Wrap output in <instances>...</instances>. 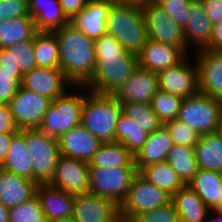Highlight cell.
I'll use <instances>...</instances> for the list:
<instances>
[{"mask_svg": "<svg viewBox=\"0 0 222 222\" xmlns=\"http://www.w3.org/2000/svg\"><path fill=\"white\" fill-rule=\"evenodd\" d=\"M138 173L149 183L167 192L170 196L185 186L167 161L148 165Z\"/></svg>", "mask_w": 222, "mask_h": 222, "instance_id": "obj_30", "label": "cell"}, {"mask_svg": "<svg viewBox=\"0 0 222 222\" xmlns=\"http://www.w3.org/2000/svg\"><path fill=\"white\" fill-rule=\"evenodd\" d=\"M90 0H59L63 13L70 20L86 7Z\"/></svg>", "mask_w": 222, "mask_h": 222, "instance_id": "obj_46", "label": "cell"}, {"mask_svg": "<svg viewBox=\"0 0 222 222\" xmlns=\"http://www.w3.org/2000/svg\"><path fill=\"white\" fill-rule=\"evenodd\" d=\"M137 173L134 159L127 166L89 168V193L109 198L120 206Z\"/></svg>", "mask_w": 222, "mask_h": 222, "instance_id": "obj_7", "label": "cell"}, {"mask_svg": "<svg viewBox=\"0 0 222 222\" xmlns=\"http://www.w3.org/2000/svg\"><path fill=\"white\" fill-rule=\"evenodd\" d=\"M4 170H5L4 166L0 165V179H1V176H2V174L4 172Z\"/></svg>", "mask_w": 222, "mask_h": 222, "instance_id": "obj_56", "label": "cell"}, {"mask_svg": "<svg viewBox=\"0 0 222 222\" xmlns=\"http://www.w3.org/2000/svg\"><path fill=\"white\" fill-rule=\"evenodd\" d=\"M121 114L122 105L113 95L89 91L84 85L80 124L102 143L115 142V128Z\"/></svg>", "mask_w": 222, "mask_h": 222, "instance_id": "obj_3", "label": "cell"}, {"mask_svg": "<svg viewBox=\"0 0 222 222\" xmlns=\"http://www.w3.org/2000/svg\"><path fill=\"white\" fill-rule=\"evenodd\" d=\"M8 104H0V134L18 132Z\"/></svg>", "mask_w": 222, "mask_h": 222, "instance_id": "obj_45", "label": "cell"}, {"mask_svg": "<svg viewBox=\"0 0 222 222\" xmlns=\"http://www.w3.org/2000/svg\"><path fill=\"white\" fill-rule=\"evenodd\" d=\"M8 52H12V60L19 67L22 74L31 71L37 67L34 56L33 38L22 41L15 45L5 48Z\"/></svg>", "mask_w": 222, "mask_h": 222, "instance_id": "obj_39", "label": "cell"}, {"mask_svg": "<svg viewBox=\"0 0 222 222\" xmlns=\"http://www.w3.org/2000/svg\"><path fill=\"white\" fill-rule=\"evenodd\" d=\"M149 133L134 120L122 113L115 128V142L122 143L134 156L145 144Z\"/></svg>", "mask_w": 222, "mask_h": 222, "instance_id": "obj_34", "label": "cell"}, {"mask_svg": "<svg viewBox=\"0 0 222 222\" xmlns=\"http://www.w3.org/2000/svg\"><path fill=\"white\" fill-rule=\"evenodd\" d=\"M36 196L40 200L47 222L73 215L75 195L68 194L50 184H38Z\"/></svg>", "mask_w": 222, "mask_h": 222, "instance_id": "obj_23", "label": "cell"}, {"mask_svg": "<svg viewBox=\"0 0 222 222\" xmlns=\"http://www.w3.org/2000/svg\"><path fill=\"white\" fill-rule=\"evenodd\" d=\"M194 152L198 169L222 173V137L219 132L200 136Z\"/></svg>", "mask_w": 222, "mask_h": 222, "instance_id": "obj_27", "label": "cell"}, {"mask_svg": "<svg viewBox=\"0 0 222 222\" xmlns=\"http://www.w3.org/2000/svg\"><path fill=\"white\" fill-rule=\"evenodd\" d=\"M37 183L4 170L0 179V203L8 210L36 195Z\"/></svg>", "mask_w": 222, "mask_h": 222, "instance_id": "obj_22", "label": "cell"}, {"mask_svg": "<svg viewBox=\"0 0 222 222\" xmlns=\"http://www.w3.org/2000/svg\"><path fill=\"white\" fill-rule=\"evenodd\" d=\"M203 2L205 13L214 24L222 20V0H201Z\"/></svg>", "mask_w": 222, "mask_h": 222, "instance_id": "obj_47", "label": "cell"}, {"mask_svg": "<svg viewBox=\"0 0 222 222\" xmlns=\"http://www.w3.org/2000/svg\"><path fill=\"white\" fill-rule=\"evenodd\" d=\"M172 137L173 144L195 147L200 135L178 119L164 124Z\"/></svg>", "mask_w": 222, "mask_h": 222, "instance_id": "obj_40", "label": "cell"}, {"mask_svg": "<svg viewBox=\"0 0 222 222\" xmlns=\"http://www.w3.org/2000/svg\"><path fill=\"white\" fill-rule=\"evenodd\" d=\"M187 54L179 47L148 39L137 55L138 66L158 73L180 63Z\"/></svg>", "mask_w": 222, "mask_h": 222, "instance_id": "obj_20", "label": "cell"}, {"mask_svg": "<svg viewBox=\"0 0 222 222\" xmlns=\"http://www.w3.org/2000/svg\"><path fill=\"white\" fill-rule=\"evenodd\" d=\"M3 166L5 170L33 181V163L27 150L25 129L13 136Z\"/></svg>", "mask_w": 222, "mask_h": 222, "instance_id": "obj_28", "label": "cell"}, {"mask_svg": "<svg viewBox=\"0 0 222 222\" xmlns=\"http://www.w3.org/2000/svg\"><path fill=\"white\" fill-rule=\"evenodd\" d=\"M173 145L172 137L164 125L149 134L143 147L134 155L137 172L148 165L166 161Z\"/></svg>", "mask_w": 222, "mask_h": 222, "instance_id": "obj_24", "label": "cell"}, {"mask_svg": "<svg viewBox=\"0 0 222 222\" xmlns=\"http://www.w3.org/2000/svg\"><path fill=\"white\" fill-rule=\"evenodd\" d=\"M20 86L53 101L63 95L73 84L59 68L36 67L23 74Z\"/></svg>", "mask_w": 222, "mask_h": 222, "instance_id": "obj_14", "label": "cell"}, {"mask_svg": "<svg viewBox=\"0 0 222 222\" xmlns=\"http://www.w3.org/2000/svg\"><path fill=\"white\" fill-rule=\"evenodd\" d=\"M83 102L84 85H73L52 101L38 129L58 139L73 127L80 125Z\"/></svg>", "mask_w": 222, "mask_h": 222, "instance_id": "obj_5", "label": "cell"}, {"mask_svg": "<svg viewBox=\"0 0 222 222\" xmlns=\"http://www.w3.org/2000/svg\"><path fill=\"white\" fill-rule=\"evenodd\" d=\"M0 222H9V210L0 203Z\"/></svg>", "mask_w": 222, "mask_h": 222, "instance_id": "obj_53", "label": "cell"}, {"mask_svg": "<svg viewBox=\"0 0 222 222\" xmlns=\"http://www.w3.org/2000/svg\"><path fill=\"white\" fill-rule=\"evenodd\" d=\"M28 16V0H0V22Z\"/></svg>", "mask_w": 222, "mask_h": 222, "instance_id": "obj_44", "label": "cell"}, {"mask_svg": "<svg viewBox=\"0 0 222 222\" xmlns=\"http://www.w3.org/2000/svg\"><path fill=\"white\" fill-rule=\"evenodd\" d=\"M212 25L205 13L203 2L192 0L183 34L187 47L193 53L209 45Z\"/></svg>", "mask_w": 222, "mask_h": 222, "instance_id": "obj_21", "label": "cell"}, {"mask_svg": "<svg viewBox=\"0 0 222 222\" xmlns=\"http://www.w3.org/2000/svg\"><path fill=\"white\" fill-rule=\"evenodd\" d=\"M188 186L198 194L209 209H214L222 196V173L197 169Z\"/></svg>", "mask_w": 222, "mask_h": 222, "instance_id": "obj_29", "label": "cell"}, {"mask_svg": "<svg viewBox=\"0 0 222 222\" xmlns=\"http://www.w3.org/2000/svg\"><path fill=\"white\" fill-rule=\"evenodd\" d=\"M52 100L20 86L9 102L14 122L19 130L38 129Z\"/></svg>", "mask_w": 222, "mask_h": 222, "instance_id": "obj_12", "label": "cell"}, {"mask_svg": "<svg viewBox=\"0 0 222 222\" xmlns=\"http://www.w3.org/2000/svg\"><path fill=\"white\" fill-rule=\"evenodd\" d=\"M53 32L58 40L59 69L73 85H86L96 69L94 40L70 22Z\"/></svg>", "mask_w": 222, "mask_h": 222, "instance_id": "obj_2", "label": "cell"}, {"mask_svg": "<svg viewBox=\"0 0 222 222\" xmlns=\"http://www.w3.org/2000/svg\"><path fill=\"white\" fill-rule=\"evenodd\" d=\"M171 202V196L137 173L131 182L126 199L119 206V218L130 222L136 215L158 209Z\"/></svg>", "mask_w": 222, "mask_h": 222, "instance_id": "obj_9", "label": "cell"}, {"mask_svg": "<svg viewBox=\"0 0 222 222\" xmlns=\"http://www.w3.org/2000/svg\"><path fill=\"white\" fill-rule=\"evenodd\" d=\"M157 74L159 89L164 92L180 98L191 97L199 92L198 66L193 54Z\"/></svg>", "mask_w": 222, "mask_h": 222, "instance_id": "obj_10", "label": "cell"}, {"mask_svg": "<svg viewBox=\"0 0 222 222\" xmlns=\"http://www.w3.org/2000/svg\"><path fill=\"white\" fill-rule=\"evenodd\" d=\"M166 161L185 185L193 180L198 169L194 147L174 144L167 154Z\"/></svg>", "mask_w": 222, "mask_h": 222, "instance_id": "obj_35", "label": "cell"}, {"mask_svg": "<svg viewBox=\"0 0 222 222\" xmlns=\"http://www.w3.org/2000/svg\"><path fill=\"white\" fill-rule=\"evenodd\" d=\"M33 44L37 67L59 68V47L54 32L37 31Z\"/></svg>", "mask_w": 222, "mask_h": 222, "instance_id": "obj_32", "label": "cell"}, {"mask_svg": "<svg viewBox=\"0 0 222 222\" xmlns=\"http://www.w3.org/2000/svg\"><path fill=\"white\" fill-rule=\"evenodd\" d=\"M22 77V72L0 70V104H9L11 98L20 88Z\"/></svg>", "mask_w": 222, "mask_h": 222, "instance_id": "obj_43", "label": "cell"}, {"mask_svg": "<svg viewBox=\"0 0 222 222\" xmlns=\"http://www.w3.org/2000/svg\"><path fill=\"white\" fill-rule=\"evenodd\" d=\"M0 70L6 72H21L12 60V52H8L6 49H0Z\"/></svg>", "mask_w": 222, "mask_h": 222, "instance_id": "obj_49", "label": "cell"}, {"mask_svg": "<svg viewBox=\"0 0 222 222\" xmlns=\"http://www.w3.org/2000/svg\"><path fill=\"white\" fill-rule=\"evenodd\" d=\"M204 49L222 51V20L212 25V33L209 45Z\"/></svg>", "mask_w": 222, "mask_h": 222, "instance_id": "obj_48", "label": "cell"}, {"mask_svg": "<svg viewBox=\"0 0 222 222\" xmlns=\"http://www.w3.org/2000/svg\"><path fill=\"white\" fill-rule=\"evenodd\" d=\"M9 222H47L38 197L10 209Z\"/></svg>", "mask_w": 222, "mask_h": 222, "instance_id": "obj_38", "label": "cell"}, {"mask_svg": "<svg viewBox=\"0 0 222 222\" xmlns=\"http://www.w3.org/2000/svg\"><path fill=\"white\" fill-rule=\"evenodd\" d=\"M48 222H75V219L72 216H68V217L54 219Z\"/></svg>", "mask_w": 222, "mask_h": 222, "instance_id": "obj_54", "label": "cell"}, {"mask_svg": "<svg viewBox=\"0 0 222 222\" xmlns=\"http://www.w3.org/2000/svg\"><path fill=\"white\" fill-rule=\"evenodd\" d=\"M141 11L149 39L179 47L187 55L193 53L186 45L183 29L157 3L146 6Z\"/></svg>", "mask_w": 222, "mask_h": 222, "instance_id": "obj_11", "label": "cell"}, {"mask_svg": "<svg viewBox=\"0 0 222 222\" xmlns=\"http://www.w3.org/2000/svg\"><path fill=\"white\" fill-rule=\"evenodd\" d=\"M218 132H219L220 136L222 137V123H221V127L219 128Z\"/></svg>", "mask_w": 222, "mask_h": 222, "instance_id": "obj_57", "label": "cell"}, {"mask_svg": "<svg viewBox=\"0 0 222 222\" xmlns=\"http://www.w3.org/2000/svg\"><path fill=\"white\" fill-rule=\"evenodd\" d=\"M177 119L200 136L218 132L222 123V101L198 92L183 98Z\"/></svg>", "mask_w": 222, "mask_h": 222, "instance_id": "obj_6", "label": "cell"}, {"mask_svg": "<svg viewBox=\"0 0 222 222\" xmlns=\"http://www.w3.org/2000/svg\"><path fill=\"white\" fill-rule=\"evenodd\" d=\"M133 7L142 9L146 6H150L152 4H156L158 0H119Z\"/></svg>", "mask_w": 222, "mask_h": 222, "instance_id": "obj_51", "label": "cell"}, {"mask_svg": "<svg viewBox=\"0 0 222 222\" xmlns=\"http://www.w3.org/2000/svg\"><path fill=\"white\" fill-rule=\"evenodd\" d=\"M17 132L0 134V165H4L5 157L10 147L11 140Z\"/></svg>", "mask_w": 222, "mask_h": 222, "instance_id": "obj_50", "label": "cell"}, {"mask_svg": "<svg viewBox=\"0 0 222 222\" xmlns=\"http://www.w3.org/2000/svg\"><path fill=\"white\" fill-rule=\"evenodd\" d=\"M48 184L72 195L89 193V163L60 155Z\"/></svg>", "mask_w": 222, "mask_h": 222, "instance_id": "obj_13", "label": "cell"}, {"mask_svg": "<svg viewBox=\"0 0 222 222\" xmlns=\"http://www.w3.org/2000/svg\"><path fill=\"white\" fill-rule=\"evenodd\" d=\"M106 31L127 52L138 55L148 41V32L141 9L115 0L108 11Z\"/></svg>", "mask_w": 222, "mask_h": 222, "instance_id": "obj_4", "label": "cell"}, {"mask_svg": "<svg viewBox=\"0 0 222 222\" xmlns=\"http://www.w3.org/2000/svg\"><path fill=\"white\" fill-rule=\"evenodd\" d=\"M115 0H90L86 7L75 14L69 22L92 40H97L106 31V19Z\"/></svg>", "mask_w": 222, "mask_h": 222, "instance_id": "obj_19", "label": "cell"}, {"mask_svg": "<svg viewBox=\"0 0 222 222\" xmlns=\"http://www.w3.org/2000/svg\"><path fill=\"white\" fill-rule=\"evenodd\" d=\"M57 141L60 155L88 163L103 144L81 124L61 135Z\"/></svg>", "mask_w": 222, "mask_h": 222, "instance_id": "obj_18", "label": "cell"}, {"mask_svg": "<svg viewBox=\"0 0 222 222\" xmlns=\"http://www.w3.org/2000/svg\"><path fill=\"white\" fill-rule=\"evenodd\" d=\"M122 113L134 120L147 133L151 134L163 124L159 121L150 104L121 103Z\"/></svg>", "mask_w": 222, "mask_h": 222, "instance_id": "obj_36", "label": "cell"}, {"mask_svg": "<svg viewBox=\"0 0 222 222\" xmlns=\"http://www.w3.org/2000/svg\"><path fill=\"white\" fill-rule=\"evenodd\" d=\"M183 98L158 90L151 99L150 105L159 121L164 125L177 119Z\"/></svg>", "mask_w": 222, "mask_h": 222, "instance_id": "obj_37", "label": "cell"}, {"mask_svg": "<svg viewBox=\"0 0 222 222\" xmlns=\"http://www.w3.org/2000/svg\"><path fill=\"white\" fill-rule=\"evenodd\" d=\"M198 66L199 92L222 101V51L192 53Z\"/></svg>", "mask_w": 222, "mask_h": 222, "instance_id": "obj_15", "label": "cell"}, {"mask_svg": "<svg viewBox=\"0 0 222 222\" xmlns=\"http://www.w3.org/2000/svg\"><path fill=\"white\" fill-rule=\"evenodd\" d=\"M203 222H222V212L217 209H210Z\"/></svg>", "mask_w": 222, "mask_h": 222, "instance_id": "obj_52", "label": "cell"}, {"mask_svg": "<svg viewBox=\"0 0 222 222\" xmlns=\"http://www.w3.org/2000/svg\"><path fill=\"white\" fill-rule=\"evenodd\" d=\"M36 32L31 16L5 19L0 22V49L32 39Z\"/></svg>", "mask_w": 222, "mask_h": 222, "instance_id": "obj_31", "label": "cell"}, {"mask_svg": "<svg viewBox=\"0 0 222 222\" xmlns=\"http://www.w3.org/2000/svg\"><path fill=\"white\" fill-rule=\"evenodd\" d=\"M222 212V196L220 198L219 204L214 208Z\"/></svg>", "mask_w": 222, "mask_h": 222, "instance_id": "obj_55", "label": "cell"}, {"mask_svg": "<svg viewBox=\"0 0 222 222\" xmlns=\"http://www.w3.org/2000/svg\"><path fill=\"white\" fill-rule=\"evenodd\" d=\"M130 222H180V219L175 206L170 202L158 209L138 214Z\"/></svg>", "mask_w": 222, "mask_h": 222, "instance_id": "obj_42", "label": "cell"}, {"mask_svg": "<svg viewBox=\"0 0 222 222\" xmlns=\"http://www.w3.org/2000/svg\"><path fill=\"white\" fill-rule=\"evenodd\" d=\"M72 217L75 222H118L119 206L92 193L75 195Z\"/></svg>", "mask_w": 222, "mask_h": 222, "instance_id": "obj_16", "label": "cell"}, {"mask_svg": "<svg viewBox=\"0 0 222 222\" xmlns=\"http://www.w3.org/2000/svg\"><path fill=\"white\" fill-rule=\"evenodd\" d=\"M171 202L176 208L180 222H203L210 212L203 200L188 185L173 194Z\"/></svg>", "mask_w": 222, "mask_h": 222, "instance_id": "obj_26", "label": "cell"}, {"mask_svg": "<svg viewBox=\"0 0 222 222\" xmlns=\"http://www.w3.org/2000/svg\"><path fill=\"white\" fill-rule=\"evenodd\" d=\"M28 12L37 31L53 32L69 23L59 0H28Z\"/></svg>", "mask_w": 222, "mask_h": 222, "instance_id": "obj_25", "label": "cell"}, {"mask_svg": "<svg viewBox=\"0 0 222 222\" xmlns=\"http://www.w3.org/2000/svg\"><path fill=\"white\" fill-rule=\"evenodd\" d=\"M96 69L85 85L89 91L113 95L138 66L137 56L125 48L110 34L94 40Z\"/></svg>", "mask_w": 222, "mask_h": 222, "instance_id": "obj_1", "label": "cell"}, {"mask_svg": "<svg viewBox=\"0 0 222 222\" xmlns=\"http://www.w3.org/2000/svg\"><path fill=\"white\" fill-rule=\"evenodd\" d=\"M133 159L134 156L122 143H103L89 161V168L127 166Z\"/></svg>", "mask_w": 222, "mask_h": 222, "instance_id": "obj_33", "label": "cell"}, {"mask_svg": "<svg viewBox=\"0 0 222 222\" xmlns=\"http://www.w3.org/2000/svg\"><path fill=\"white\" fill-rule=\"evenodd\" d=\"M192 0H158L157 4L172 18L182 29L188 20Z\"/></svg>", "mask_w": 222, "mask_h": 222, "instance_id": "obj_41", "label": "cell"}, {"mask_svg": "<svg viewBox=\"0 0 222 222\" xmlns=\"http://www.w3.org/2000/svg\"><path fill=\"white\" fill-rule=\"evenodd\" d=\"M158 90V74L137 66L113 96L120 103L150 104Z\"/></svg>", "mask_w": 222, "mask_h": 222, "instance_id": "obj_17", "label": "cell"}, {"mask_svg": "<svg viewBox=\"0 0 222 222\" xmlns=\"http://www.w3.org/2000/svg\"><path fill=\"white\" fill-rule=\"evenodd\" d=\"M25 141L33 163V181L48 184L60 157L57 139L39 129H25Z\"/></svg>", "mask_w": 222, "mask_h": 222, "instance_id": "obj_8", "label": "cell"}]
</instances>
